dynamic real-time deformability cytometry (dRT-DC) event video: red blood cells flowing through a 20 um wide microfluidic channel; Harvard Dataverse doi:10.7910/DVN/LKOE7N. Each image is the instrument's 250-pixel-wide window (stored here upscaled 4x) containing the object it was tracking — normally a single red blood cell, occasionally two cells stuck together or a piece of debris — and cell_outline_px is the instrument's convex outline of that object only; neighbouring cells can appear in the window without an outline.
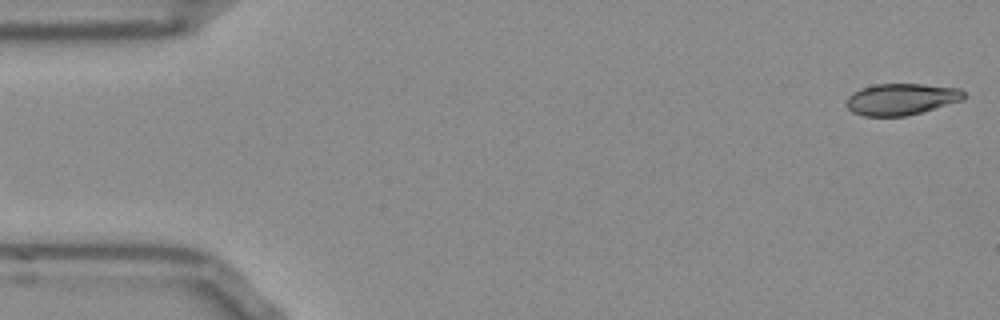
{"species": "Egyptian fruit bat (a non-hibernating species)", "species_latin": "Rousettus aegyptiacus", "temperature_condition": "room temperature", "stored_images_in_passage": 52, "camera_frame_rate_fps": 3000, "um_per_image_px": 0.085, "frame": {"image": 1, "passage_image": 1, "time_ms": 0.0, "image_size_px": [1000, 320], "cell_outline_px": [[964, 100], [920, 112], [904, 116], [864, 116], [852, 112], [844, 104], [848, 96], [852, 92], [860, 88], [876, 84], [920, 84], [960, 88], [964, 92]], "centroid_in_image_um": [76.57, 8.43], "position_along_channel_um": 8.4, "area_um2": 21.62}}
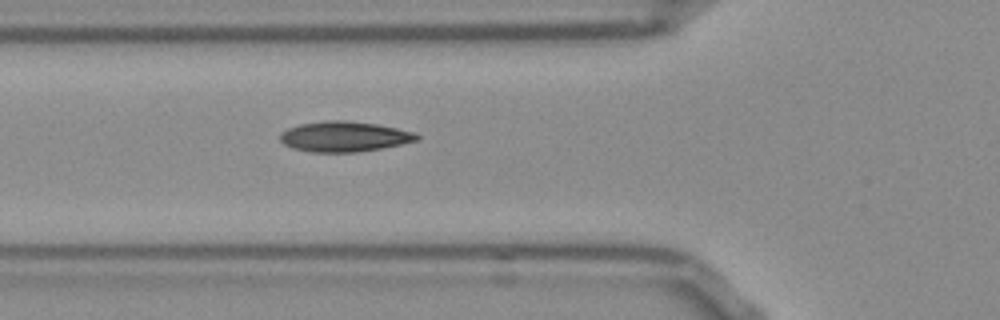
{"frame": {"image": 2, "passage_image": 18, "time_ms": 5.667, "image_size_px": [1000, 320], "cell_outline_px": [[420, 140], [380, 148], [356, 152], [308, 152], [292, 148], [284, 144], [280, 140], [280, 132], [288, 128], [300, 124], [324, 120], [348, 120], [376, 124], [416, 132], [420, 136]], "centroid_in_image_um": [29.25, 11.6], "position_along_channel_um": 96.6, "area_um2": 24.28}}
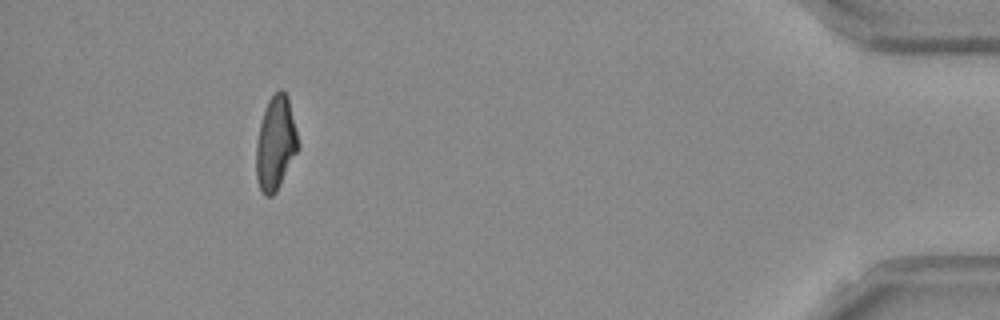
{"frame": {"image": 3, "passage_image": 48, "time_ms": 15.667, "image_size_px": [1000, 320], "cell_outline_px": [[300, 148], [276, 192], [272, 196], [264, 196], [260, 192], [256, 180], [256, 140], [260, 124], [268, 100], [280, 88], [284, 88], [288, 96], [300, 144]], "centroid_in_image_um": [23.43, 12.2], "position_along_channel_um": 411.8, "area_um2": 23.35}, "authors_computed_cell_mechanics": {"area_um2": 22.9177, "velocity_mm_per_s": 3.8018, "shape_relaxation_time_tau1_ms": 6.4122, "shape_relaxation_time_tau2_ms": 1.6513, "deformation_change_tau1": 0.2079, "deformation_change_tau2": 0.0821}}